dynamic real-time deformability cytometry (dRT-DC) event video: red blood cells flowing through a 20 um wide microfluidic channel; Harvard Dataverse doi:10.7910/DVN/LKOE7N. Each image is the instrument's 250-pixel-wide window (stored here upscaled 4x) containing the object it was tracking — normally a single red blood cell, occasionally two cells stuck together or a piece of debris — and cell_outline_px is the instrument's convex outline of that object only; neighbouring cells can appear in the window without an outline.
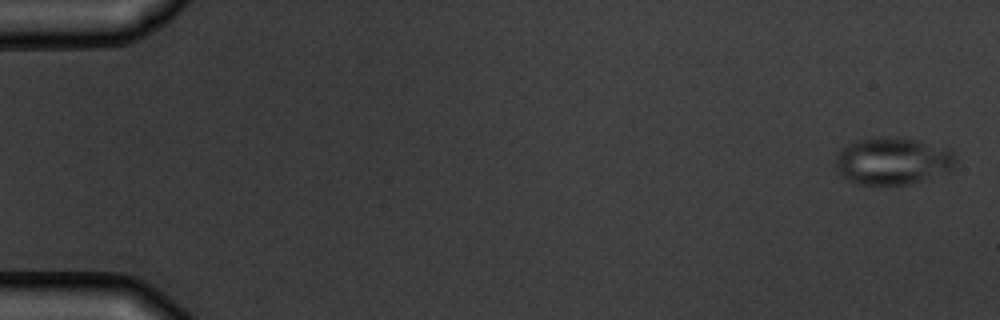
{"species": "common noctule bat (a hibernating species)", "species_latin": "Nyctalus noctula", "temperature_condition": "warm", "stored_images_in_passage": 7, "camera_frame_rate_fps": 3000, "um_per_image_px": 0.085, "animal": {"sex": "male", "body_mass_g": 19.5, "forearm_length_mm": 54.6}, "frame": {"image": 1, "passage_image": 1, "time_ms": 0.0, "image_size_px": [1000, 320], "cell_outline_px": [[956, 160], [952, 172], [908, 184], [860, 184], [848, 180], [832, 164], [840, 148], [856, 140], [880, 136], [912, 140], [952, 148], [956, 156]], "centroid_in_image_um": [75.9, 13.68], "position_along_channel_um": 9.1, "area_um2": 33.35}}